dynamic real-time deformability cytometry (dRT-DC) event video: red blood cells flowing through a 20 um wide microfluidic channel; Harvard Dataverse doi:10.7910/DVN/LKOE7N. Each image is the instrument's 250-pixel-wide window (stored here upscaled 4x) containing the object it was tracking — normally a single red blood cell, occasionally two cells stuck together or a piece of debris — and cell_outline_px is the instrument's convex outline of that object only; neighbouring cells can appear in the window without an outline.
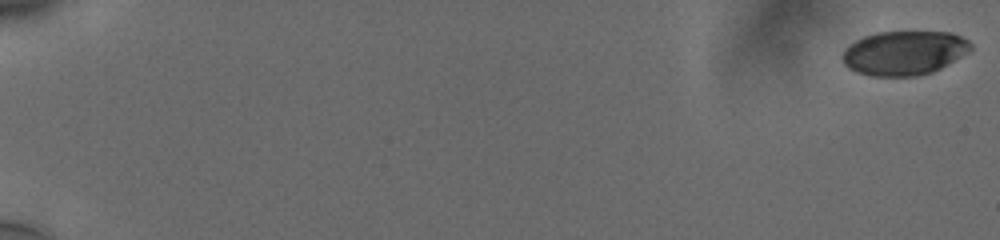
{"species": "human", "species_latin": "Homo sapiens", "temperature_condition": "cold", "stored_images_in_passage": 58, "camera_frame_rate_fps": 3000, "um_per_image_px": 0.085, "donor": {"sex": "male"}, "frame": {"image": 1, "passage_image": 1, "time_ms": 0.0, "image_size_px": [1000, 240], "cell_outline_px": [[972, 48], [968, 52], [940, 68], [932, 72], [916, 76], [872, 76], [856, 72], [848, 68], [844, 64], [844, 52], [856, 40], [864, 36], [876, 32], [952, 32], [968, 40], [972, 44]], "centroid_in_image_um": [76.88, 4.5], "position_along_channel_um": 8.1, "area_um2": 32.77}}
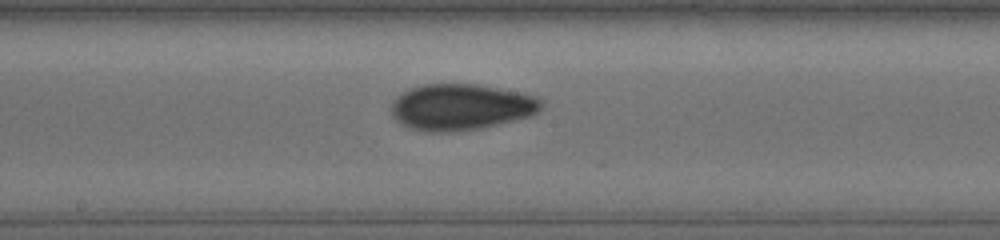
{"frame": {"image": 2, "passage_image": 34, "time_ms": 11.0, "image_size_px": [1000, 240], "cell_outline_px": [[540, 108], [536, 112], [528, 116], [480, 128], [444, 132], [432, 132], [412, 128], [396, 120], [392, 116], [392, 104], [404, 92], [412, 88], [424, 84], [476, 84], [536, 96], [540, 100]], "centroid_in_image_um": [39.16, 9.09], "position_along_channel_um": 209.0, "area_um2": 39.3}}
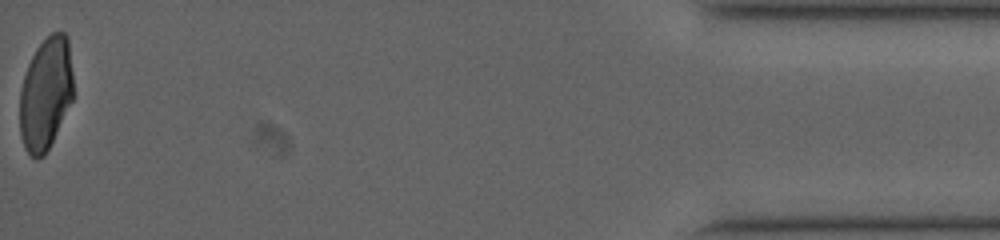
{"frame": {"image": 3, "passage_image": 58, "time_ms": 19.0, "image_size_px": [1000, 240], "cell_outline_px": [[72, 100], [44, 156], [36, 160], [24, 148], [20, 136], [20, 92], [24, 76], [28, 64], [36, 48], [52, 32], [64, 32], [68, 36], [72, 72]], "centroid_in_image_um": [3.87, 7.96], "position_along_channel_um": 431.3, "area_um2": 34.85}, "authors_computed_cell_mechanics": {"area_um2": 37.0498, "velocity_mm_per_s": 3.7747, "shape_relaxation_time_tau1_ms": 5.7143, "shape_relaxation_time_tau2_ms": 1.7767, "deformation_change_tau1": 0.1476, "deformation_change_tau2": 0.0545}}